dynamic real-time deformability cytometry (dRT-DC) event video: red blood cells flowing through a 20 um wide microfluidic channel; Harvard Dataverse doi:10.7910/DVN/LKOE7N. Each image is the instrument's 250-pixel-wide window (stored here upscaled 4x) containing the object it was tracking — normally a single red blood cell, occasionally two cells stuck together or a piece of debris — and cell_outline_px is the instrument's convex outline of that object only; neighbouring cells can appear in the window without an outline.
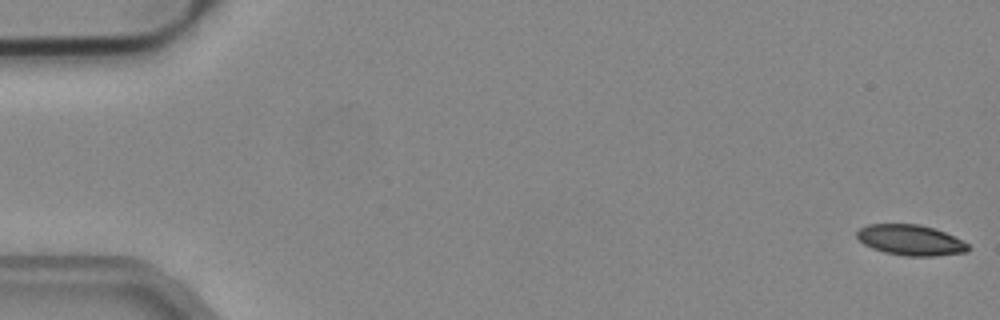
{"species": "common noctule bat (a hibernating species)", "species_latin": "Nyctalus noctula", "temperature_condition": "cold", "stored_images_in_passage": 52, "camera_frame_rate_fps": 3000, "um_per_image_px": 0.085, "animal": {"sex": "male", "body_mass_g": 19.2, "forearm_length_mm": 51.8}, "frame": {"image": 1, "passage_image": 1, "time_ms": 0.0, "image_size_px": [1000, 320], "cell_outline_px": [[972, 248], [968, 252], [936, 256], [904, 256], [884, 252], [872, 248], [864, 244], [856, 236], [856, 232], [860, 228], [868, 224], [920, 224], [944, 232], [968, 244]], "centroid_in_image_um": [77.4, 20.42], "position_along_channel_um": 7.6, "area_um2": 19.83}}
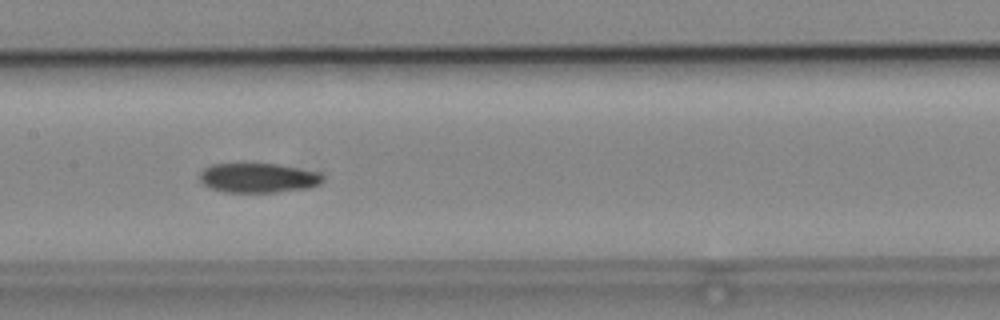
{"frame": {"image": 2, "passage_image": 26, "time_ms": 8.333, "image_size_px": [1000, 320], "cell_outline_px": [[324, 180], [320, 184], [304, 188], [276, 192], [224, 192], [212, 188], [204, 184], [200, 180], [200, 172], [204, 168], [212, 164], [276, 164], [320, 172], [324, 176]], "centroid_in_image_um": [21.96, 15.12], "position_along_channel_um": 185.4, "area_um2": 21.04}}
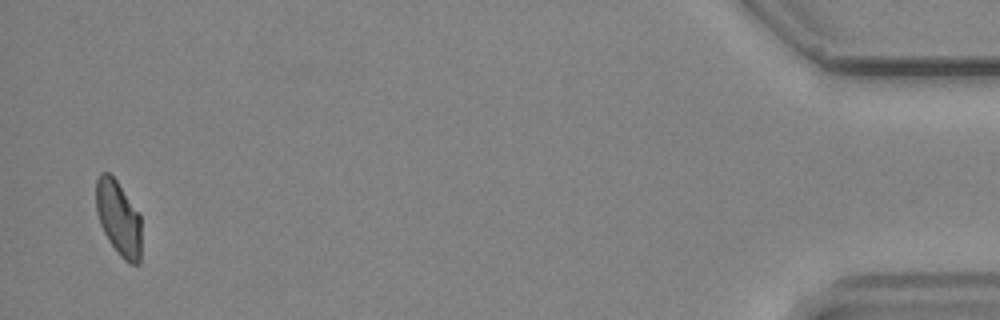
{"frame": {"image": 3, "passage_image": 51, "time_ms": 16.667, "image_size_px": [1000, 320], "cell_outline_px": [[140, 264], [132, 264], [124, 260], [120, 256], [108, 240], [100, 224], [96, 208], [96, 180], [100, 172], [108, 172], [116, 180], [140, 212]], "centroid_in_image_um": [10.07, 18.53], "position_along_channel_um": 425.1, "area_um2": 19.83}, "authors_computed_cell_mechanics": {"area_um2": 20.9525, "velocity_mm_per_s": 3.9446, "shape_relaxation_time_tau1_ms": null, "shape_relaxation_time_tau2_ms": 8.2059, "deformation_change_tau1": null, "deformation_change_tau2": 0.1238}}